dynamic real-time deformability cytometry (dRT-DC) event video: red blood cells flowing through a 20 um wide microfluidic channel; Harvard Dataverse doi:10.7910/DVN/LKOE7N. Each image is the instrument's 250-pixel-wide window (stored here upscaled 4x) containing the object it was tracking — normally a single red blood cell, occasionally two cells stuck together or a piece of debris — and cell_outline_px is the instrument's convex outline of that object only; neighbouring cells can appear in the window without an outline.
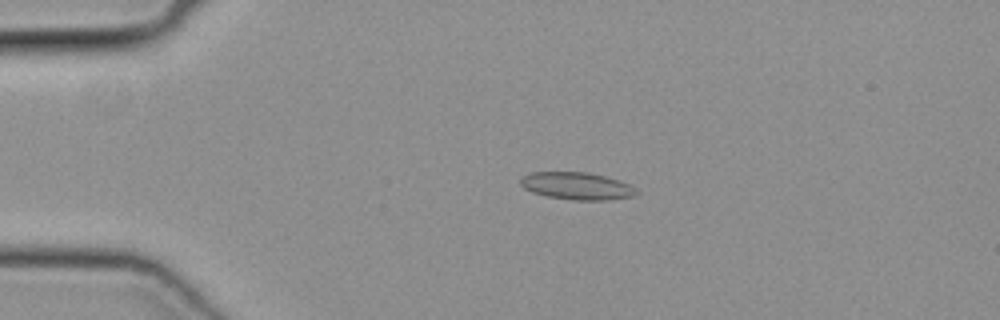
{"species": "common noctule bat (a hibernating species)", "species_latin": "Nyctalus noctula", "temperature_condition": "cold", "stored_images_in_passage": 49, "camera_frame_rate_fps": 3000, "um_per_image_px": 0.085, "animal": {"sex": "female", "body_mass_g": 19.3, "forearm_length_mm": 54.1}, "frame": {"image": 1, "passage_image": 11, "time_ms": 3.333, "image_size_px": [1000, 320], "cell_outline_px": [[640, 192], [636, 196], [608, 200], [572, 200], [548, 196], [532, 192], [524, 188], [520, 184], [520, 180], [524, 176], [532, 172], [588, 172], [604, 176], [628, 184], [636, 188]], "centroid_in_image_um": [49.06, 15.81], "position_along_channel_um": 35.9, "area_um2": 18.44}}
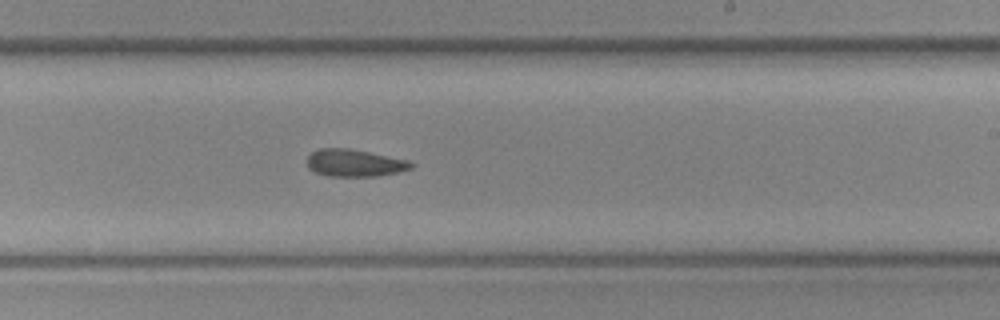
{"frame": {"image": 2, "passage_image": 30, "time_ms": 9.667, "image_size_px": [1000, 320], "cell_outline_px": [[416, 164], [412, 168], [396, 172], [376, 176], [328, 176], [316, 172], [308, 168], [308, 156], [312, 152], [320, 148], [348, 148], [408, 160]], "centroid_in_image_um": [30.14, 13.85], "position_along_channel_um": 258.9, "area_um2": 16.36}}
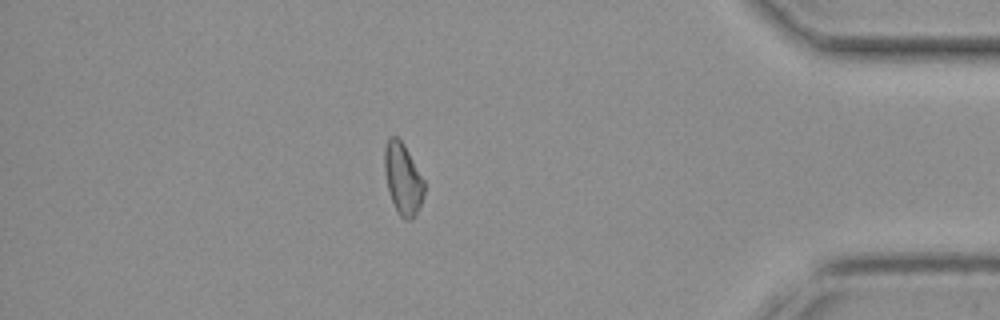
{"frame": {"image": 3, "passage_image": 43, "time_ms": 14.0, "image_size_px": [1000, 320], "cell_outline_px": [[424, 192], [420, 204], [412, 220], [404, 220], [396, 212], [388, 188], [384, 168], [384, 148], [388, 136], [396, 136], [404, 144], [424, 180]], "centroid_in_image_um": [34.23, 15.19], "position_along_channel_um": 401.0, "area_um2": 16.42}}